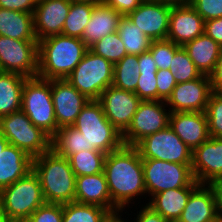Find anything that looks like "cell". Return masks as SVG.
Instances as JSON below:
<instances>
[{
  "label": "cell",
  "mask_w": 222,
  "mask_h": 222,
  "mask_svg": "<svg viewBox=\"0 0 222 222\" xmlns=\"http://www.w3.org/2000/svg\"><path fill=\"white\" fill-rule=\"evenodd\" d=\"M51 149L66 158L82 150L85 151L87 149L84 134L73 126L59 128L51 137Z\"/></svg>",
  "instance_id": "cell-30"
},
{
  "label": "cell",
  "mask_w": 222,
  "mask_h": 222,
  "mask_svg": "<svg viewBox=\"0 0 222 222\" xmlns=\"http://www.w3.org/2000/svg\"><path fill=\"white\" fill-rule=\"evenodd\" d=\"M98 101L111 124L122 134L130 125L142 100L131 91L109 86Z\"/></svg>",
  "instance_id": "cell-14"
},
{
  "label": "cell",
  "mask_w": 222,
  "mask_h": 222,
  "mask_svg": "<svg viewBox=\"0 0 222 222\" xmlns=\"http://www.w3.org/2000/svg\"><path fill=\"white\" fill-rule=\"evenodd\" d=\"M33 170V158L22 149L8 144L0 152V190Z\"/></svg>",
  "instance_id": "cell-23"
},
{
  "label": "cell",
  "mask_w": 222,
  "mask_h": 222,
  "mask_svg": "<svg viewBox=\"0 0 222 222\" xmlns=\"http://www.w3.org/2000/svg\"><path fill=\"white\" fill-rule=\"evenodd\" d=\"M38 41L17 40L0 35V71L37 77Z\"/></svg>",
  "instance_id": "cell-11"
},
{
  "label": "cell",
  "mask_w": 222,
  "mask_h": 222,
  "mask_svg": "<svg viewBox=\"0 0 222 222\" xmlns=\"http://www.w3.org/2000/svg\"><path fill=\"white\" fill-rule=\"evenodd\" d=\"M144 0H104V4L111 6L122 16L134 11Z\"/></svg>",
  "instance_id": "cell-45"
},
{
  "label": "cell",
  "mask_w": 222,
  "mask_h": 222,
  "mask_svg": "<svg viewBox=\"0 0 222 222\" xmlns=\"http://www.w3.org/2000/svg\"><path fill=\"white\" fill-rule=\"evenodd\" d=\"M110 212L101 206L70 202L63 204L62 222H105Z\"/></svg>",
  "instance_id": "cell-33"
},
{
  "label": "cell",
  "mask_w": 222,
  "mask_h": 222,
  "mask_svg": "<svg viewBox=\"0 0 222 222\" xmlns=\"http://www.w3.org/2000/svg\"><path fill=\"white\" fill-rule=\"evenodd\" d=\"M204 33V20L190 5H172L167 40L183 46Z\"/></svg>",
  "instance_id": "cell-19"
},
{
  "label": "cell",
  "mask_w": 222,
  "mask_h": 222,
  "mask_svg": "<svg viewBox=\"0 0 222 222\" xmlns=\"http://www.w3.org/2000/svg\"><path fill=\"white\" fill-rule=\"evenodd\" d=\"M192 173L199 184L222 178V138L210 136L192 151Z\"/></svg>",
  "instance_id": "cell-17"
},
{
  "label": "cell",
  "mask_w": 222,
  "mask_h": 222,
  "mask_svg": "<svg viewBox=\"0 0 222 222\" xmlns=\"http://www.w3.org/2000/svg\"><path fill=\"white\" fill-rule=\"evenodd\" d=\"M204 33L222 46V17L205 21Z\"/></svg>",
  "instance_id": "cell-46"
},
{
  "label": "cell",
  "mask_w": 222,
  "mask_h": 222,
  "mask_svg": "<svg viewBox=\"0 0 222 222\" xmlns=\"http://www.w3.org/2000/svg\"><path fill=\"white\" fill-rule=\"evenodd\" d=\"M217 214L215 194L209 184H199L190 194L177 222H205Z\"/></svg>",
  "instance_id": "cell-22"
},
{
  "label": "cell",
  "mask_w": 222,
  "mask_h": 222,
  "mask_svg": "<svg viewBox=\"0 0 222 222\" xmlns=\"http://www.w3.org/2000/svg\"><path fill=\"white\" fill-rule=\"evenodd\" d=\"M89 48L76 37L63 34L38 41V73L43 79H66Z\"/></svg>",
  "instance_id": "cell-2"
},
{
  "label": "cell",
  "mask_w": 222,
  "mask_h": 222,
  "mask_svg": "<svg viewBox=\"0 0 222 222\" xmlns=\"http://www.w3.org/2000/svg\"><path fill=\"white\" fill-rule=\"evenodd\" d=\"M212 92L222 95V46L218 57L217 65L210 75Z\"/></svg>",
  "instance_id": "cell-47"
},
{
  "label": "cell",
  "mask_w": 222,
  "mask_h": 222,
  "mask_svg": "<svg viewBox=\"0 0 222 222\" xmlns=\"http://www.w3.org/2000/svg\"><path fill=\"white\" fill-rule=\"evenodd\" d=\"M169 70L177 83L188 82L202 76L183 46L175 51Z\"/></svg>",
  "instance_id": "cell-36"
},
{
  "label": "cell",
  "mask_w": 222,
  "mask_h": 222,
  "mask_svg": "<svg viewBox=\"0 0 222 222\" xmlns=\"http://www.w3.org/2000/svg\"><path fill=\"white\" fill-rule=\"evenodd\" d=\"M0 222H11L7 217L2 207L0 206Z\"/></svg>",
  "instance_id": "cell-53"
},
{
  "label": "cell",
  "mask_w": 222,
  "mask_h": 222,
  "mask_svg": "<svg viewBox=\"0 0 222 222\" xmlns=\"http://www.w3.org/2000/svg\"><path fill=\"white\" fill-rule=\"evenodd\" d=\"M205 222H222V217L217 215L216 217H214L208 221H205Z\"/></svg>",
  "instance_id": "cell-55"
},
{
  "label": "cell",
  "mask_w": 222,
  "mask_h": 222,
  "mask_svg": "<svg viewBox=\"0 0 222 222\" xmlns=\"http://www.w3.org/2000/svg\"><path fill=\"white\" fill-rule=\"evenodd\" d=\"M95 4L71 0L62 34L82 39L85 27L90 21Z\"/></svg>",
  "instance_id": "cell-32"
},
{
  "label": "cell",
  "mask_w": 222,
  "mask_h": 222,
  "mask_svg": "<svg viewBox=\"0 0 222 222\" xmlns=\"http://www.w3.org/2000/svg\"><path fill=\"white\" fill-rule=\"evenodd\" d=\"M179 47L180 45H177L167 39L152 41L149 51L151 52L152 58L154 59L157 68L163 70L170 69L175 51Z\"/></svg>",
  "instance_id": "cell-38"
},
{
  "label": "cell",
  "mask_w": 222,
  "mask_h": 222,
  "mask_svg": "<svg viewBox=\"0 0 222 222\" xmlns=\"http://www.w3.org/2000/svg\"><path fill=\"white\" fill-rule=\"evenodd\" d=\"M169 126L192 151L210 138L205 112H172Z\"/></svg>",
  "instance_id": "cell-20"
},
{
  "label": "cell",
  "mask_w": 222,
  "mask_h": 222,
  "mask_svg": "<svg viewBox=\"0 0 222 222\" xmlns=\"http://www.w3.org/2000/svg\"><path fill=\"white\" fill-rule=\"evenodd\" d=\"M156 79H157V100L166 101L177 84L175 77L170 72L169 69L167 70L158 69L156 72Z\"/></svg>",
  "instance_id": "cell-42"
},
{
  "label": "cell",
  "mask_w": 222,
  "mask_h": 222,
  "mask_svg": "<svg viewBox=\"0 0 222 222\" xmlns=\"http://www.w3.org/2000/svg\"><path fill=\"white\" fill-rule=\"evenodd\" d=\"M74 1L87 2V3H92L95 5L104 3V0H74Z\"/></svg>",
  "instance_id": "cell-54"
},
{
  "label": "cell",
  "mask_w": 222,
  "mask_h": 222,
  "mask_svg": "<svg viewBox=\"0 0 222 222\" xmlns=\"http://www.w3.org/2000/svg\"><path fill=\"white\" fill-rule=\"evenodd\" d=\"M202 75L210 76L217 65L221 46L205 33L183 45Z\"/></svg>",
  "instance_id": "cell-26"
},
{
  "label": "cell",
  "mask_w": 222,
  "mask_h": 222,
  "mask_svg": "<svg viewBox=\"0 0 222 222\" xmlns=\"http://www.w3.org/2000/svg\"><path fill=\"white\" fill-rule=\"evenodd\" d=\"M26 79L17 73L0 71V118L21 109Z\"/></svg>",
  "instance_id": "cell-28"
},
{
  "label": "cell",
  "mask_w": 222,
  "mask_h": 222,
  "mask_svg": "<svg viewBox=\"0 0 222 222\" xmlns=\"http://www.w3.org/2000/svg\"><path fill=\"white\" fill-rule=\"evenodd\" d=\"M63 205L45 203L37 208L25 222H62Z\"/></svg>",
  "instance_id": "cell-40"
},
{
  "label": "cell",
  "mask_w": 222,
  "mask_h": 222,
  "mask_svg": "<svg viewBox=\"0 0 222 222\" xmlns=\"http://www.w3.org/2000/svg\"><path fill=\"white\" fill-rule=\"evenodd\" d=\"M117 33L124 43L127 54L140 55L149 51L152 40L128 16L120 18Z\"/></svg>",
  "instance_id": "cell-29"
},
{
  "label": "cell",
  "mask_w": 222,
  "mask_h": 222,
  "mask_svg": "<svg viewBox=\"0 0 222 222\" xmlns=\"http://www.w3.org/2000/svg\"><path fill=\"white\" fill-rule=\"evenodd\" d=\"M0 35L17 40H37L33 13L0 8Z\"/></svg>",
  "instance_id": "cell-27"
},
{
  "label": "cell",
  "mask_w": 222,
  "mask_h": 222,
  "mask_svg": "<svg viewBox=\"0 0 222 222\" xmlns=\"http://www.w3.org/2000/svg\"><path fill=\"white\" fill-rule=\"evenodd\" d=\"M209 185L215 194L217 214L222 217V178L212 181Z\"/></svg>",
  "instance_id": "cell-49"
},
{
  "label": "cell",
  "mask_w": 222,
  "mask_h": 222,
  "mask_svg": "<svg viewBox=\"0 0 222 222\" xmlns=\"http://www.w3.org/2000/svg\"><path fill=\"white\" fill-rule=\"evenodd\" d=\"M134 92L142 101L157 100L156 72H140Z\"/></svg>",
  "instance_id": "cell-39"
},
{
  "label": "cell",
  "mask_w": 222,
  "mask_h": 222,
  "mask_svg": "<svg viewBox=\"0 0 222 222\" xmlns=\"http://www.w3.org/2000/svg\"><path fill=\"white\" fill-rule=\"evenodd\" d=\"M212 93L210 76L177 83L171 95L165 101L172 112H205Z\"/></svg>",
  "instance_id": "cell-13"
},
{
  "label": "cell",
  "mask_w": 222,
  "mask_h": 222,
  "mask_svg": "<svg viewBox=\"0 0 222 222\" xmlns=\"http://www.w3.org/2000/svg\"><path fill=\"white\" fill-rule=\"evenodd\" d=\"M45 203L39 177L33 170L0 190V206L11 222H25Z\"/></svg>",
  "instance_id": "cell-5"
},
{
  "label": "cell",
  "mask_w": 222,
  "mask_h": 222,
  "mask_svg": "<svg viewBox=\"0 0 222 222\" xmlns=\"http://www.w3.org/2000/svg\"><path fill=\"white\" fill-rule=\"evenodd\" d=\"M172 5L152 0H144L127 16L152 41L165 40L169 30Z\"/></svg>",
  "instance_id": "cell-15"
},
{
  "label": "cell",
  "mask_w": 222,
  "mask_h": 222,
  "mask_svg": "<svg viewBox=\"0 0 222 222\" xmlns=\"http://www.w3.org/2000/svg\"><path fill=\"white\" fill-rule=\"evenodd\" d=\"M141 207V208H140ZM138 208L140 209L138 211ZM137 213H134L136 216L133 222H170L168 219H165L161 214L153 211L148 205L141 204L138 205Z\"/></svg>",
  "instance_id": "cell-44"
},
{
  "label": "cell",
  "mask_w": 222,
  "mask_h": 222,
  "mask_svg": "<svg viewBox=\"0 0 222 222\" xmlns=\"http://www.w3.org/2000/svg\"><path fill=\"white\" fill-rule=\"evenodd\" d=\"M124 211V212H123ZM124 213L128 215V219L126 218V216L124 217ZM131 213L129 214V211L126 210H119L116 212H111L107 218L105 219V222H133L132 220V216H130ZM123 216V218H122ZM130 216V217H129ZM126 218V219H125ZM130 218V219H129ZM127 220V221H126ZM129 220V221H128Z\"/></svg>",
  "instance_id": "cell-50"
},
{
  "label": "cell",
  "mask_w": 222,
  "mask_h": 222,
  "mask_svg": "<svg viewBox=\"0 0 222 222\" xmlns=\"http://www.w3.org/2000/svg\"><path fill=\"white\" fill-rule=\"evenodd\" d=\"M152 1H159L170 5H186L190 4L191 2V0H152Z\"/></svg>",
  "instance_id": "cell-51"
},
{
  "label": "cell",
  "mask_w": 222,
  "mask_h": 222,
  "mask_svg": "<svg viewBox=\"0 0 222 222\" xmlns=\"http://www.w3.org/2000/svg\"><path fill=\"white\" fill-rule=\"evenodd\" d=\"M205 114L210 136L222 138V95L211 93Z\"/></svg>",
  "instance_id": "cell-37"
},
{
  "label": "cell",
  "mask_w": 222,
  "mask_h": 222,
  "mask_svg": "<svg viewBox=\"0 0 222 222\" xmlns=\"http://www.w3.org/2000/svg\"><path fill=\"white\" fill-rule=\"evenodd\" d=\"M138 61L140 72H157L158 68L150 51L138 55Z\"/></svg>",
  "instance_id": "cell-48"
},
{
  "label": "cell",
  "mask_w": 222,
  "mask_h": 222,
  "mask_svg": "<svg viewBox=\"0 0 222 222\" xmlns=\"http://www.w3.org/2000/svg\"><path fill=\"white\" fill-rule=\"evenodd\" d=\"M142 167L147 197L168 189L197 187L191 164L142 158Z\"/></svg>",
  "instance_id": "cell-9"
},
{
  "label": "cell",
  "mask_w": 222,
  "mask_h": 222,
  "mask_svg": "<svg viewBox=\"0 0 222 222\" xmlns=\"http://www.w3.org/2000/svg\"><path fill=\"white\" fill-rule=\"evenodd\" d=\"M196 187H183L176 189L164 190L152 195L144 202L153 211L161 214L170 222H177L184 210L191 192Z\"/></svg>",
  "instance_id": "cell-25"
},
{
  "label": "cell",
  "mask_w": 222,
  "mask_h": 222,
  "mask_svg": "<svg viewBox=\"0 0 222 222\" xmlns=\"http://www.w3.org/2000/svg\"><path fill=\"white\" fill-rule=\"evenodd\" d=\"M9 144L8 140L4 137L0 130V152Z\"/></svg>",
  "instance_id": "cell-52"
},
{
  "label": "cell",
  "mask_w": 222,
  "mask_h": 222,
  "mask_svg": "<svg viewBox=\"0 0 222 222\" xmlns=\"http://www.w3.org/2000/svg\"><path fill=\"white\" fill-rule=\"evenodd\" d=\"M33 171L39 177L46 203L74 202L76 176L68 158L50 149L33 158Z\"/></svg>",
  "instance_id": "cell-3"
},
{
  "label": "cell",
  "mask_w": 222,
  "mask_h": 222,
  "mask_svg": "<svg viewBox=\"0 0 222 222\" xmlns=\"http://www.w3.org/2000/svg\"><path fill=\"white\" fill-rule=\"evenodd\" d=\"M165 101H142L130 125L122 133L126 146H136L145 137L169 125L170 110Z\"/></svg>",
  "instance_id": "cell-12"
},
{
  "label": "cell",
  "mask_w": 222,
  "mask_h": 222,
  "mask_svg": "<svg viewBox=\"0 0 222 222\" xmlns=\"http://www.w3.org/2000/svg\"><path fill=\"white\" fill-rule=\"evenodd\" d=\"M96 55L102 56L113 65L127 55L124 43L117 32L106 35L89 48Z\"/></svg>",
  "instance_id": "cell-35"
},
{
  "label": "cell",
  "mask_w": 222,
  "mask_h": 222,
  "mask_svg": "<svg viewBox=\"0 0 222 222\" xmlns=\"http://www.w3.org/2000/svg\"><path fill=\"white\" fill-rule=\"evenodd\" d=\"M106 154L97 150H82L68 160L76 177L103 172Z\"/></svg>",
  "instance_id": "cell-34"
},
{
  "label": "cell",
  "mask_w": 222,
  "mask_h": 222,
  "mask_svg": "<svg viewBox=\"0 0 222 222\" xmlns=\"http://www.w3.org/2000/svg\"><path fill=\"white\" fill-rule=\"evenodd\" d=\"M72 126L84 134L87 150L108 154L124 145L122 134L106 118L98 100H90Z\"/></svg>",
  "instance_id": "cell-4"
},
{
  "label": "cell",
  "mask_w": 222,
  "mask_h": 222,
  "mask_svg": "<svg viewBox=\"0 0 222 222\" xmlns=\"http://www.w3.org/2000/svg\"><path fill=\"white\" fill-rule=\"evenodd\" d=\"M75 187V202L101 206L110 213L119 211L111 201L104 172L76 177Z\"/></svg>",
  "instance_id": "cell-21"
},
{
  "label": "cell",
  "mask_w": 222,
  "mask_h": 222,
  "mask_svg": "<svg viewBox=\"0 0 222 222\" xmlns=\"http://www.w3.org/2000/svg\"><path fill=\"white\" fill-rule=\"evenodd\" d=\"M138 55L127 54L114 64L112 85L116 88L135 92L140 75Z\"/></svg>",
  "instance_id": "cell-31"
},
{
  "label": "cell",
  "mask_w": 222,
  "mask_h": 222,
  "mask_svg": "<svg viewBox=\"0 0 222 222\" xmlns=\"http://www.w3.org/2000/svg\"><path fill=\"white\" fill-rule=\"evenodd\" d=\"M121 17L111 6L104 3L95 5L81 40L90 48L106 35L117 32Z\"/></svg>",
  "instance_id": "cell-24"
},
{
  "label": "cell",
  "mask_w": 222,
  "mask_h": 222,
  "mask_svg": "<svg viewBox=\"0 0 222 222\" xmlns=\"http://www.w3.org/2000/svg\"><path fill=\"white\" fill-rule=\"evenodd\" d=\"M113 69L110 61L88 49L66 80L89 100H98L112 85Z\"/></svg>",
  "instance_id": "cell-7"
},
{
  "label": "cell",
  "mask_w": 222,
  "mask_h": 222,
  "mask_svg": "<svg viewBox=\"0 0 222 222\" xmlns=\"http://www.w3.org/2000/svg\"><path fill=\"white\" fill-rule=\"evenodd\" d=\"M0 130L9 144L22 149L32 158L51 149V137L36 127L21 109L1 117Z\"/></svg>",
  "instance_id": "cell-8"
},
{
  "label": "cell",
  "mask_w": 222,
  "mask_h": 222,
  "mask_svg": "<svg viewBox=\"0 0 222 222\" xmlns=\"http://www.w3.org/2000/svg\"><path fill=\"white\" fill-rule=\"evenodd\" d=\"M21 110L29 120L52 137L59 129L51 94V80L31 77L25 80Z\"/></svg>",
  "instance_id": "cell-6"
},
{
  "label": "cell",
  "mask_w": 222,
  "mask_h": 222,
  "mask_svg": "<svg viewBox=\"0 0 222 222\" xmlns=\"http://www.w3.org/2000/svg\"><path fill=\"white\" fill-rule=\"evenodd\" d=\"M70 5L71 0H38L33 13L37 41L62 34Z\"/></svg>",
  "instance_id": "cell-18"
},
{
  "label": "cell",
  "mask_w": 222,
  "mask_h": 222,
  "mask_svg": "<svg viewBox=\"0 0 222 222\" xmlns=\"http://www.w3.org/2000/svg\"><path fill=\"white\" fill-rule=\"evenodd\" d=\"M103 172L111 201L119 210L133 213V206L136 209L138 204L141 205V199L147 198L142 158L135 146L123 145L106 154Z\"/></svg>",
  "instance_id": "cell-1"
},
{
  "label": "cell",
  "mask_w": 222,
  "mask_h": 222,
  "mask_svg": "<svg viewBox=\"0 0 222 222\" xmlns=\"http://www.w3.org/2000/svg\"><path fill=\"white\" fill-rule=\"evenodd\" d=\"M141 158H150L179 164H192V150L168 125L163 130L142 139L135 146Z\"/></svg>",
  "instance_id": "cell-10"
},
{
  "label": "cell",
  "mask_w": 222,
  "mask_h": 222,
  "mask_svg": "<svg viewBox=\"0 0 222 222\" xmlns=\"http://www.w3.org/2000/svg\"><path fill=\"white\" fill-rule=\"evenodd\" d=\"M190 5L201 15L204 22L222 17V0H191Z\"/></svg>",
  "instance_id": "cell-41"
},
{
  "label": "cell",
  "mask_w": 222,
  "mask_h": 222,
  "mask_svg": "<svg viewBox=\"0 0 222 222\" xmlns=\"http://www.w3.org/2000/svg\"><path fill=\"white\" fill-rule=\"evenodd\" d=\"M51 94L58 128L72 126L82 108L90 101L66 79L51 80Z\"/></svg>",
  "instance_id": "cell-16"
},
{
  "label": "cell",
  "mask_w": 222,
  "mask_h": 222,
  "mask_svg": "<svg viewBox=\"0 0 222 222\" xmlns=\"http://www.w3.org/2000/svg\"><path fill=\"white\" fill-rule=\"evenodd\" d=\"M38 0H0V8L34 13Z\"/></svg>",
  "instance_id": "cell-43"
}]
</instances>
